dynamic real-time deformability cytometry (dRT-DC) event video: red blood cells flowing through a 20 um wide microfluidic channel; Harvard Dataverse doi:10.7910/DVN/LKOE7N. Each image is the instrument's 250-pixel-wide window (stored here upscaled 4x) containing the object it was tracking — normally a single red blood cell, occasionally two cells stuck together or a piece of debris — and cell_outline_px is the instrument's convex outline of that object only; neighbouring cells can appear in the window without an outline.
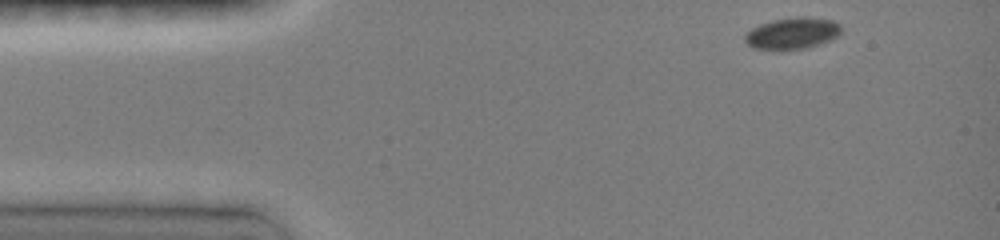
{"species": "common noctule bat (a hibernating species)", "species_latin": "Nyctalus noctula", "temperature_condition": "room temperature", "stored_images_in_passage": 42, "camera_frame_rate_fps": 3000, "um_per_image_px": 0.085, "animal": {"sex": "female", "body_mass_g": 19.0, "forearm_length_mm": 51.5}, "frame": {"image": 1, "passage_image": 1, "time_ms": 0.0, "image_size_px": [1000, 240], "cell_outline_px": [[840, 32], [836, 36], [828, 40], [808, 48], [752, 48], [744, 40], [744, 36], [752, 28], [760, 24], [772, 20], [796, 16], [804, 16], [832, 20], [840, 24]], "centroid_in_image_um": [67.34, 2.79], "position_along_channel_um": 17.7, "area_um2": 17.28}}
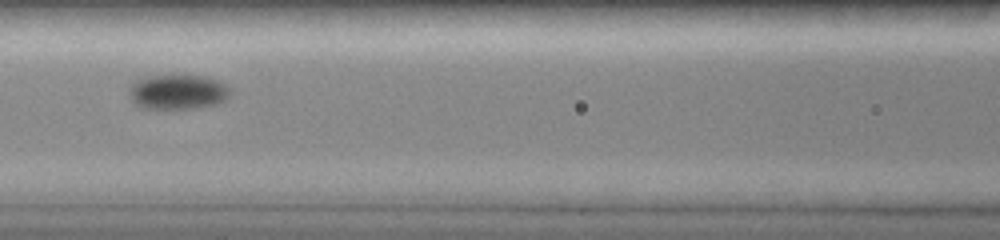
{"frame": {"image": 2, "passage_image": 17, "time_ms": 5.333, "image_size_px": [1000, 240], "cell_outline_px": [[228, 96], [224, 100], [216, 104], [196, 108], [140, 108], [132, 100], [132, 80], [140, 76], [208, 76], [224, 84], [228, 88]], "centroid_in_image_um": [15.08, 7.8], "position_along_channel_um": 151.5, "area_um2": 20.17}}
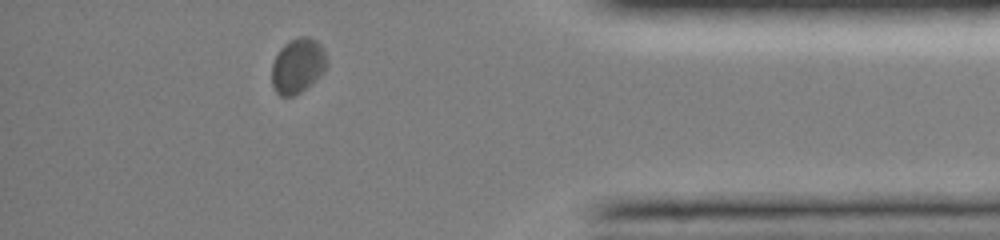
{"frame": {"image": 3, "passage_image": 38, "time_ms": 12.333, "image_size_px": [1000, 240], "cell_outline_px": [[328, 64], [320, 76], [312, 84], [300, 92], [292, 96], [280, 96], [276, 92], [272, 84], [272, 64], [280, 48], [288, 40], [300, 36], [308, 36], [316, 40], [324, 48], [328, 60]], "centroid_in_image_um": [25.33, 5.57], "position_along_channel_um": 409.9, "area_um2": 17.86}}